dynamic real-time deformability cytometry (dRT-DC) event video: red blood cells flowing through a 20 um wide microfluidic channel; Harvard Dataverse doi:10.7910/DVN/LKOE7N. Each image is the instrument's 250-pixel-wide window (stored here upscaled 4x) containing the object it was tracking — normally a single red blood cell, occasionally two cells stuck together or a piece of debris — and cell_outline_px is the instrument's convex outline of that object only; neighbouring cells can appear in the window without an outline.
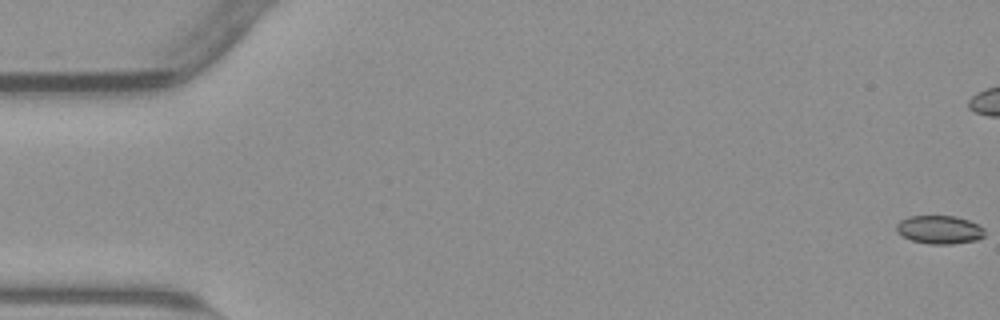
{"species": "common noctule bat (a hibernating species)", "species_latin": "Nyctalus noctula", "temperature_condition": "warm", "stored_images_in_passage": 56, "camera_frame_rate_fps": 3000, "um_per_image_px": 0.085, "animal": {"sex": "male", "body_mass_g": 23.1, "forearm_length_mm": 52.7}, "frame": {"image": 1, "passage_image": 1, "time_ms": 0.0, "image_size_px": [1000, 320], "cell_outline_px": [[984, 236], [976, 240], [952, 244], [928, 244], [912, 240], [896, 232], [896, 224], [900, 220], [908, 216], [956, 216], [968, 220], [984, 228]], "centroid_in_image_um": [79.84, 19.52], "position_along_channel_um": 5.2, "area_um2": 14.57}}
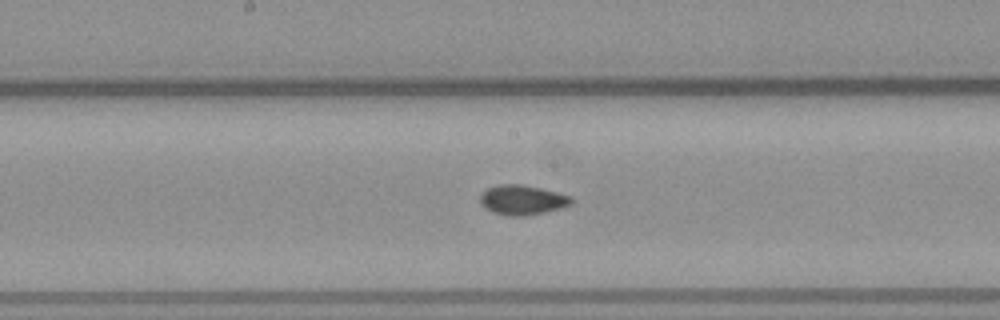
{"frame": {"image": 2, "passage_image": 29, "time_ms": 9.333, "image_size_px": [1000, 320], "cell_outline_px": [[572, 204], [560, 208], [544, 212], [524, 216], [512, 216], [492, 212], [484, 208], [480, 204], [480, 196], [488, 188], [500, 184], [520, 184], [540, 188], [572, 196]], "centroid_in_image_um": [44.39, 17.0], "position_along_channel_um": 203.8, "area_um2": 15.72}}
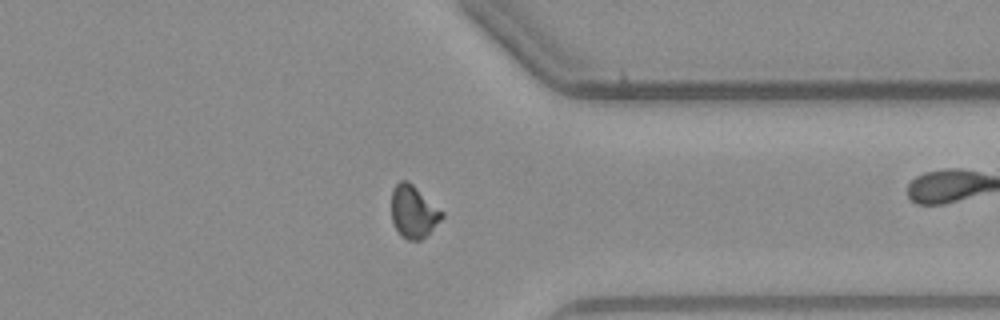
{"frame": {"image": 3, "passage_image": 43, "time_ms": 14.0, "image_size_px": [1000, 320], "cell_outline_px": [[444, 216], [420, 240], [408, 240], [400, 236], [392, 220], [392, 188], [400, 180], [408, 180], [444, 212]], "centroid_in_image_um": [35.13, 17.97], "position_along_channel_um": 376.3, "area_um2": 15.26}, "authors_computed_cell_mechanics": {"area_um2": 15.1725, "velocity_mm_per_s": 3.8312, "shape_relaxation_time_tau1_ms": 7.7801, "shape_relaxation_time_tau2_ms": 2.11, "deformation_change_tau1": 0.1522, "deformation_change_tau2": 0.0655}}